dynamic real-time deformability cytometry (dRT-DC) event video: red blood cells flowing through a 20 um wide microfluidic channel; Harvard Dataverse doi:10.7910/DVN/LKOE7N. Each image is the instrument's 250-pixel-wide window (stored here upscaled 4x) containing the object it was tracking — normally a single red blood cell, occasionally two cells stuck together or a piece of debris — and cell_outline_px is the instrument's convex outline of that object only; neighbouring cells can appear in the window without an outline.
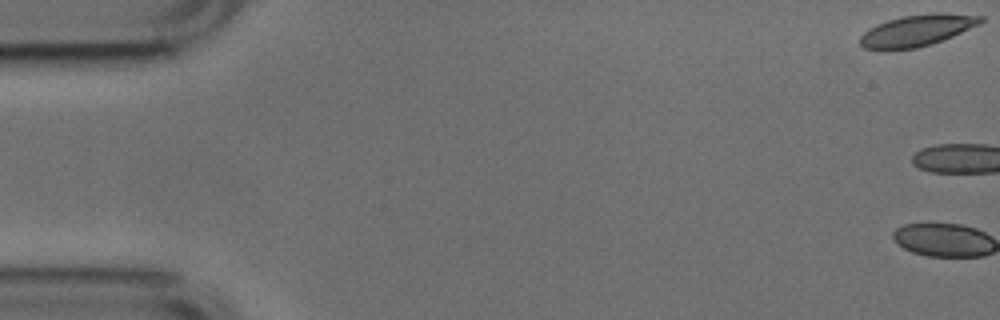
{"species": "common noctule bat (a hibernating species)", "species_latin": "Nyctalus noctula", "temperature_condition": "cold", "stored_images_in_passage": 2, "camera_frame_rate_fps": 3000, "um_per_image_px": 0.085, "animal": {"sex": "male", "body_mass_g": 17.9, "forearm_length_mm": 54.2}, "frame": {"image": 1, "passage_image": 1, "time_ms": 0.0, "image_size_px": [1000, 320], "cell_outline_px": [[984, 20], [980, 24], [952, 36], [916, 48], [884, 52], [880, 52], [864, 48], [860, 44], [860, 36], [864, 32], [876, 24], [900, 16], [932, 12], [936, 12], [984, 16]], "centroid_in_image_um": [77.88, 2.6], "position_along_channel_um": 7.1, "area_um2": 22.48}}